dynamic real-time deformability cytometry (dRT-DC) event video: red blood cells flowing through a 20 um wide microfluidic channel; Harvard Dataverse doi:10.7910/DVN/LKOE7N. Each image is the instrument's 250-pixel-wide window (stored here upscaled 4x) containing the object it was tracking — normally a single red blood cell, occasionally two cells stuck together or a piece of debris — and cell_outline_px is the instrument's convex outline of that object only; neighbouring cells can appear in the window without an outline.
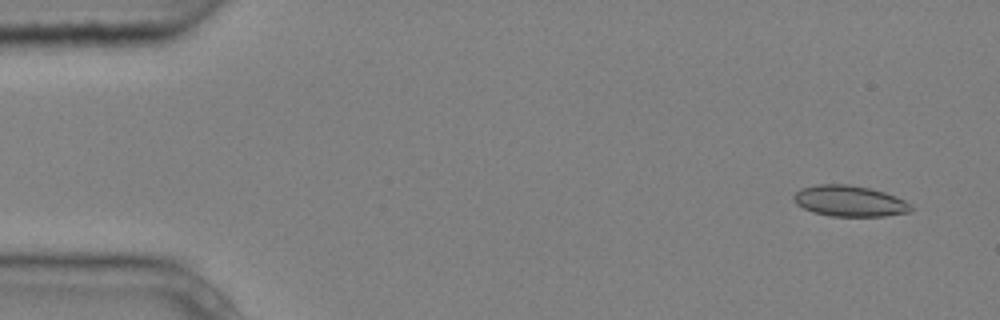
{"species": "common noctule bat (a hibernating species)", "species_latin": "Nyctalus noctula", "temperature_condition": "cold", "stored_images_in_passage": 5, "camera_frame_rate_fps": 3000, "um_per_image_px": 0.085, "animal": {"sex": "male", "body_mass_g": 20.4}, "frame": {"image": 1, "passage_image": 1, "time_ms": 0.0, "image_size_px": [1000, 320], "cell_outline_px": [[912, 212], [884, 216], [832, 216], [812, 212], [796, 204], [792, 200], [792, 196], [800, 188], [816, 184], [848, 184], [868, 188], [884, 192], [896, 196], [912, 204]], "centroid_in_image_um": [72.2, 17.09], "position_along_channel_um": 12.8, "area_um2": 21.33}}